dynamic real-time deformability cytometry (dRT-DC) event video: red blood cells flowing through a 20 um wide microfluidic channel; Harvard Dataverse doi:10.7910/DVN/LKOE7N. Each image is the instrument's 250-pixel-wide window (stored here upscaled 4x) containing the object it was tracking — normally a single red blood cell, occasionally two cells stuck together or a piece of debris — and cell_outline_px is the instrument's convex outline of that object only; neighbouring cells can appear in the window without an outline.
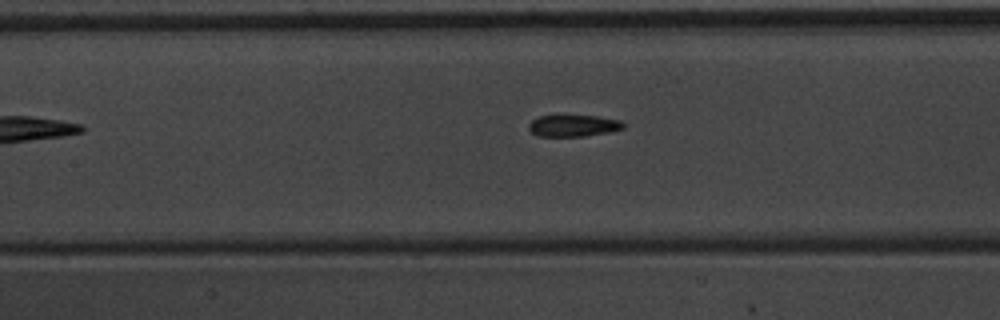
{"species": "common noctule bat (a hibernating species)", "species_latin": "Nyctalus noctula", "temperature_condition": "warm", "stored_images_in_passage": 7, "segment_of_instrument_passage": [2, 2], "camera_frame_rate_fps": 3000, "um_per_image_px": 0.085, "animal": {"sex": "male", "body_mass_g": 20.1, "forearm_length_mm": 53.5}, "frame": {"image": 1, "passage_image": 7, "time_ms": 2.0, "image_size_px": [1000, 320], "cell_outline_px": [[624, 128], [608, 132], [584, 136], [536, 136], [528, 128], [528, 124], [532, 120], [540, 116], [556, 112], [568, 112], [596, 116], [620, 120], [624, 124]], "centroid_in_image_um": [48.67, 10.61], "position_along_channel_um": 158.7, "area_um2": 12.77}}